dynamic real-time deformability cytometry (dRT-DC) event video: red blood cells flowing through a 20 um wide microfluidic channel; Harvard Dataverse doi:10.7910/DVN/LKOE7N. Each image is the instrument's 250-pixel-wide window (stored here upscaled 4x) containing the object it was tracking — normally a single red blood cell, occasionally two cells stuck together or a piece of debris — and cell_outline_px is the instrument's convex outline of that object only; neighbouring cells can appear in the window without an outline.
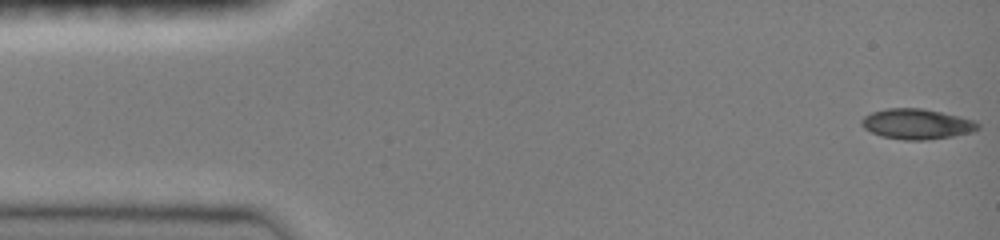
{"species": "common noctule bat (a hibernating species)", "species_latin": "Nyctalus noctula", "temperature_condition": "room temperature", "stored_images_in_passage": 47, "camera_frame_rate_fps": 3000, "um_per_image_px": 0.085, "animal": {"sex": "female", "body_mass_g": 19.0, "forearm_length_mm": 51.5}, "frame": {"image": 1, "passage_image": 1, "time_ms": 0.0, "image_size_px": [1000, 240], "cell_outline_px": [[980, 128], [972, 132], [952, 136], [924, 140], [904, 140], [880, 136], [864, 128], [860, 124], [860, 120], [864, 116], [872, 112], [884, 108], [920, 108], [960, 116], [976, 120], [980, 124]], "centroid_in_image_um": [77.93, 10.54], "position_along_channel_um": 7.1, "area_um2": 20.69}}
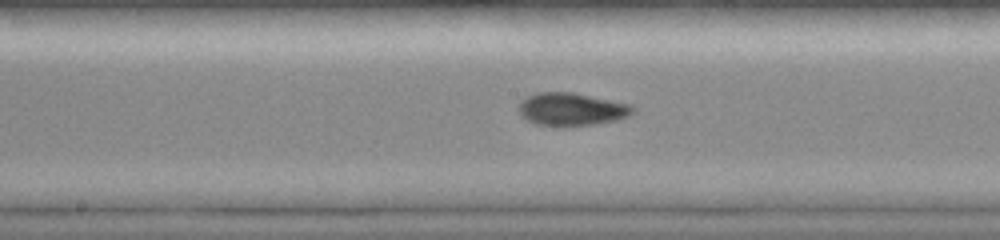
{"frame": {"image": 2, "passage_image": 24, "time_ms": 7.667, "image_size_px": [1000, 240], "cell_outline_px": [[636, 112], [628, 116], [616, 120], [596, 124], [560, 128], [536, 124], [520, 116], [520, 100], [536, 92], [572, 92], [632, 104], [636, 108]], "centroid_in_image_um": [48.6, 9.3], "position_along_channel_um": 199.6, "area_um2": 22.37}}
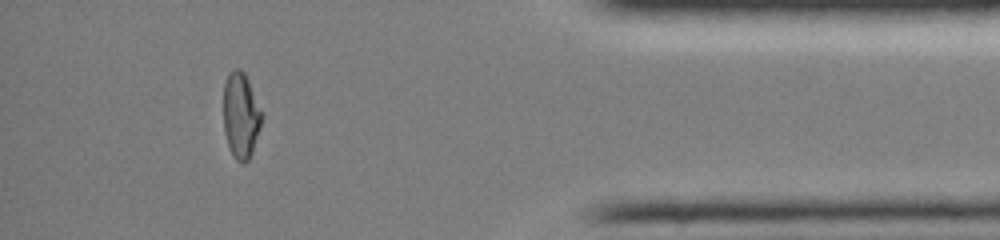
{"frame": {"image": 3, "passage_image": 42, "time_ms": 13.667, "image_size_px": [1000, 240], "cell_outline_px": [[264, 116], [252, 152], [248, 160], [244, 164], [240, 164], [236, 160], [228, 148], [224, 132], [224, 84], [228, 72], [232, 68], [240, 68], [244, 72], [248, 80]], "centroid_in_image_um": [20.47, 9.82], "position_along_channel_um": 414.7, "area_um2": 19.42}, "authors_computed_cell_mechanics": {"area_um2": 20.2878, "velocity_mm_per_s": 4.0818, "shape_relaxation_time_tau1_ms": 10.309, "shape_relaxation_time_tau2_ms": 1.5711, "deformation_change_tau1": 0.2814, "deformation_change_tau2": 0.0338}}